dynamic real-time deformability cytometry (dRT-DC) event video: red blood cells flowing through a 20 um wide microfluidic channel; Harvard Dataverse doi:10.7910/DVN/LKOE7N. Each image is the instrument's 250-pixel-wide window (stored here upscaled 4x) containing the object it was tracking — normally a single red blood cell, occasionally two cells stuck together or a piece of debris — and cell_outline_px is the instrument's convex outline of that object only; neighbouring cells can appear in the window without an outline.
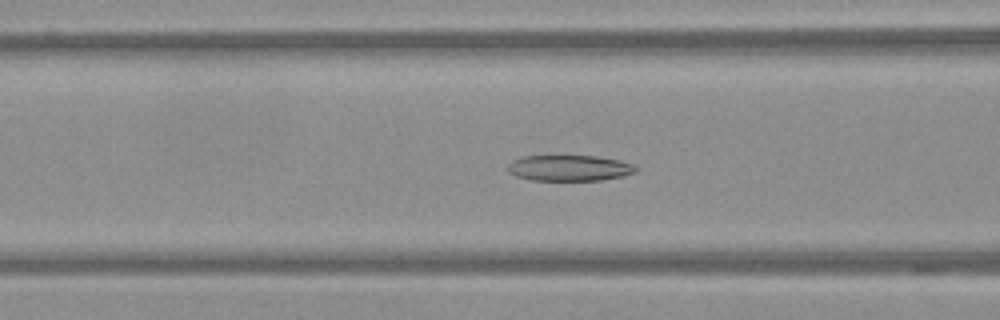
{"species": "Egyptian fruit bat (a non-hibernating species)", "species_latin": "Rousettus aegyptiacus", "temperature_condition": "warm", "stored_images_in_passage": 43, "camera_frame_rate_fps": 3000, "um_per_image_px": 0.085, "frame": {"image": 1, "passage_image": 9, "time_ms": 2.667, "image_size_px": [1000, 320], "cell_outline_px": [[636, 172], [624, 176], [600, 180], [532, 180], [516, 176], [508, 172], [508, 164], [512, 160], [520, 156], [596, 156], [620, 160], [632, 164], [636, 168]], "centroid_in_image_um": [48.37, 14.28], "position_along_channel_um": 118.2, "area_um2": 19.31}}
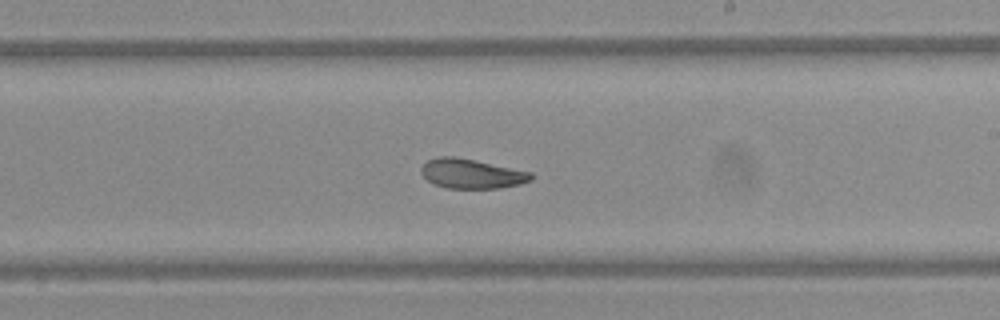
{"frame": {"image": 2, "passage_image": 20, "time_ms": 6.333, "image_size_px": [1000, 320], "cell_outline_px": [[532, 180], [520, 184], [500, 188], [448, 188], [432, 184], [420, 172], [420, 168], [428, 160], [436, 156], [456, 156], [476, 160], [532, 172]], "centroid_in_image_um": [40.07, 14.75], "position_along_channel_um": 248.9, "area_um2": 19.07}}
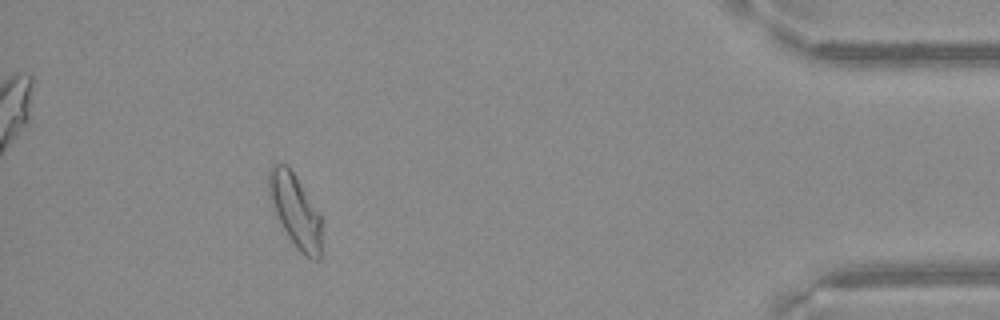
{"frame": {"image": 3, "passage_image": 38, "time_ms": 12.333, "image_size_px": [1000, 320], "cell_outline_px": [[320, 260], [316, 260], [300, 252], [296, 248], [288, 236], [276, 212], [268, 192], [268, 168], [272, 164], [284, 164], [292, 172], [300, 184], [320, 216]], "centroid_in_image_um": [25.07, 17.89], "position_along_channel_um": 410.1, "area_um2": 21.5}}